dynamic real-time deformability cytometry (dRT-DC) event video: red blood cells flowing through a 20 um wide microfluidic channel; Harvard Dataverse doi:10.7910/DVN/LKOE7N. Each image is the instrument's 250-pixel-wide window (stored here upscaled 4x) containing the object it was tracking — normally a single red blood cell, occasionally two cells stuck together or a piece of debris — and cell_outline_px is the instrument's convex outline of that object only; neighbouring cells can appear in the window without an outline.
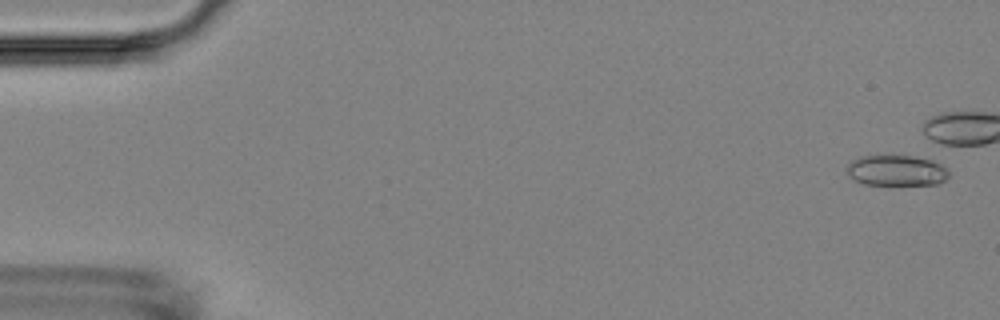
{"species": "Egyptian fruit bat (a non-hibernating species)", "species_latin": "Rousettus aegyptiacus", "temperature_condition": "room temperature", "stored_images_in_passage": 7, "camera_frame_rate_fps": 3000, "um_per_image_px": 0.085, "animal": {"sex": "female"}, "frame": {"image": 1, "passage_image": 1, "time_ms": 0.0, "image_size_px": [1000, 320], "cell_outline_px": [[948, 176], [944, 180], [936, 184], [864, 184], [848, 176], [844, 168], [852, 160], [860, 156], [912, 156], [932, 160], [948, 168]], "centroid_in_image_um": [76.16, 14.48], "position_along_channel_um": 8.8, "area_um2": 18.15}}